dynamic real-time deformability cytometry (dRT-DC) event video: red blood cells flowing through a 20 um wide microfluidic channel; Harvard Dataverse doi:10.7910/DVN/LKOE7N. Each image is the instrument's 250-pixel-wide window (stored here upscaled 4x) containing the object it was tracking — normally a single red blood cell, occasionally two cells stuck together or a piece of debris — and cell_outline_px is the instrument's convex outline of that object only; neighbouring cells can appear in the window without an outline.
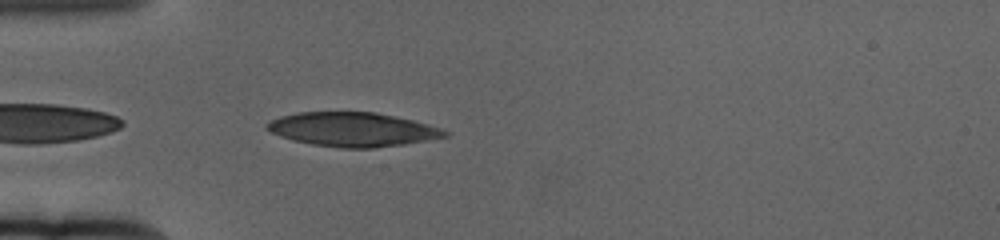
{"species": "human", "species_latin": "Homo sapiens", "temperature_condition": "cold", "stored_images_in_passage": 44, "camera_frame_rate_fps": 3000, "um_per_image_px": 0.085, "donor": {"sex": "female"}, "frame": {"image": 1, "passage_image": 2, "time_ms": 0.333, "image_size_px": [1000, 240], "cell_outline_px": [[448, 136], [404, 144], [372, 148], [340, 148], [312, 144], [292, 140], [280, 136], [264, 128], [264, 124], [268, 120], [280, 116], [296, 112], [376, 112], [412, 120], [440, 128], [448, 132]], "centroid_in_image_um": [29.9, 11.0], "position_along_channel_um": 55.1, "area_um2": 35.32}}
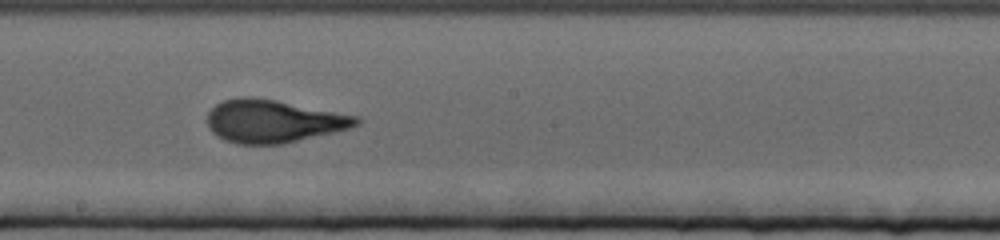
{"frame": {"image": 2, "passage_image": 18, "time_ms": 5.667, "image_size_px": [1000, 240], "cell_outline_px": [[360, 124], [352, 128], [284, 144], [236, 144], [224, 140], [216, 136], [208, 128], [208, 112], [216, 104], [224, 100], [240, 96], [252, 96], [276, 100], [360, 116]], "centroid_in_image_um": [23.25, 10.3], "position_along_channel_um": 225.0, "area_um2": 37.63}}
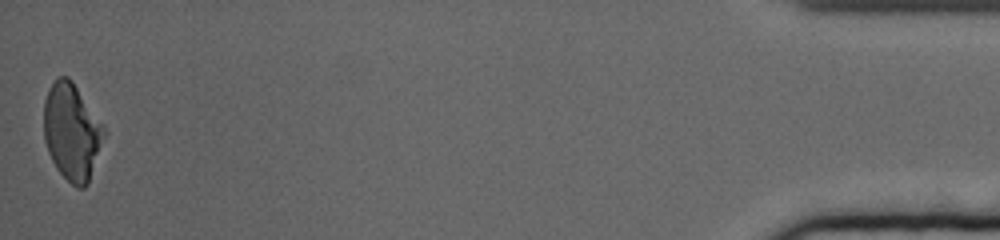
{"frame": {"image": 3, "passage_image": 44, "time_ms": 14.333, "image_size_px": [1000, 240], "cell_outline_px": [[108, 132], [88, 184], [84, 188], [76, 188], [56, 168], [48, 152], [44, 140], [44, 100], [48, 88], [56, 76], [68, 76], [72, 80], [104, 124]], "centroid_in_image_um": [6.13, 11.18], "position_along_channel_um": 429.1, "area_um2": 34.68}, "authors_computed_cell_mechanics": {"area_um2": 35.9805, "velocity_mm_per_s": 3.3555, "shape_relaxation_time_tau1_ms": 5.2312, "shape_relaxation_time_tau2_ms": 1.0016, "deformation_change_tau1": 0.1958, "deformation_change_tau2": 0.0736}}